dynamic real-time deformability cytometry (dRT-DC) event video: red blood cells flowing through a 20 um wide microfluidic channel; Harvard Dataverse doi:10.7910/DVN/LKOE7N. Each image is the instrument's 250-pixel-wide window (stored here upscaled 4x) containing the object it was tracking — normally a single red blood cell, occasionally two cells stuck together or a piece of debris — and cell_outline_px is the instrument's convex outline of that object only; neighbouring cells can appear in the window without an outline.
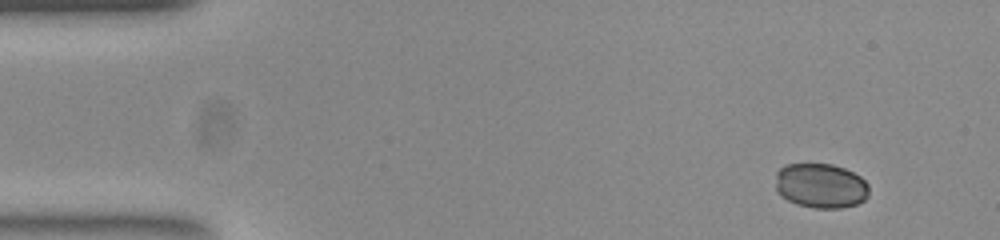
{"species": "common noctule bat (a hibernating species)", "species_latin": "Nyctalus noctula", "temperature_condition": "room temperature", "stored_images_in_passage": 49, "camera_frame_rate_fps": 3000, "um_per_image_px": 0.085, "animal": {"sex": "female", "body_mass_g": 23.0, "forearm_length_mm": 53.4}, "frame": {"image": 1, "passage_image": 1, "time_ms": 0.0, "image_size_px": [1000, 240], "cell_outline_px": [[868, 196], [864, 200], [856, 204], [840, 208], [812, 208], [796, 204], [780, 196], [776, 188], [776, 172], [780, 168], [788, 164], [832, 164], [844, 168], [860, 176], [868, 184]], "centroid_in_image_um": [69.75, 15.79], "position_along_channel_um": 15.2, "area_um2": 24.45}}
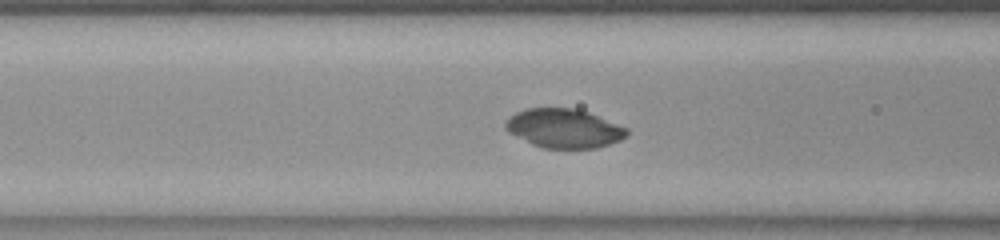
{"frame": {"image": 2, "passage_image": 17, "time_ms": 5.333, "image_size_px": [1000, 240], "cell_outline_px": [[628, 136], [620, 140], [596, 148], [544, 148], [532, 144], [508, 132], [504, 128], [504, 124], [508, 116], [524, 108], [576, 108], [588, 112], [628, 128]], "centroid_in_image_um": [47.91, 10.9], "position_along_channel_um": 118.7, "area_um2": 27.69}}
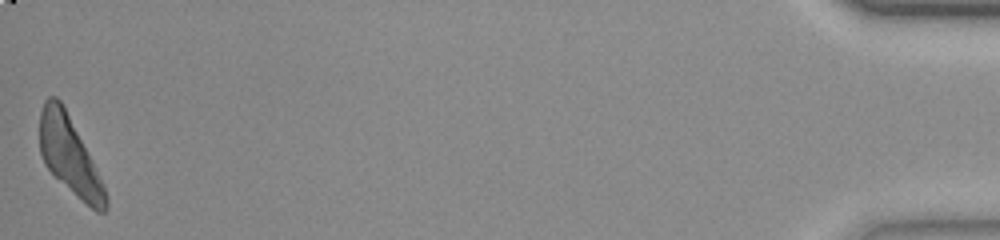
{"frame": {"image": 3, "passage_image": 49, "time_ms": 16.0, "image_size_px": [1000, 240], "cell_outline_px": [[108, 208], [104, 212], [96, 212], [56, 176], [44, 164], [40, 152], [40, 112], [44, 100], [48, 96], [56, 96], [60, 100], [104, 188], [108, 200]], "centroid_in_image_um": [5.86, 13.21], "position_along_channel_um": 429.3, "area_um2": 28.03}, "authors_computed_cell_mechanics": {"area_um2": 28.5532, "velocity_mm_per_s": 3.8502, "shape_relaxation_time_tau1_ms": 1.2922, "shape_relaxation_time_tau2_ms": 3.624, "deformation_change_tau1": null, "deformation_change_tau2": 0.0725}}